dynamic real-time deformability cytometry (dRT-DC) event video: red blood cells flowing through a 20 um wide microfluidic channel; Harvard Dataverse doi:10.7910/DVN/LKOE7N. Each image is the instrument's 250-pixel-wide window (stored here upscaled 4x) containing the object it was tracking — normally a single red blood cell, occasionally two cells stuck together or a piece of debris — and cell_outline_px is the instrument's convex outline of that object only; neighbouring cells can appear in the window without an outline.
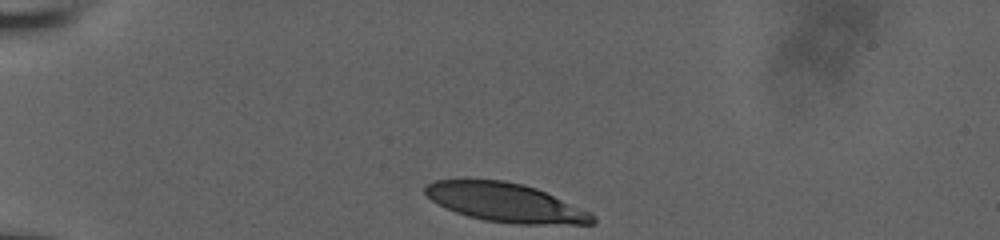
{"species": "human", "species_latin": "Homo sapiens", "temperature_condition": "room temperature", "stored_images_in_passage": 33, "camera_frame_rate_fps": 3000, "um_per_image_px": 0.085, "donor": {"sex": "male"}, "frame": {"image": 1, "passage_image": 1, "time_ms": 0.0, "image_size_px": [1000, 240], "cell_outline_px": [[596, 224], [512, 224], [484, 220], [468, 216], [444, 208], [432, 200], [424, 192], [424, 184], [436, 180], [504, 180], [524, 184], [536, 188], [592, 212], [596, 216]], "centroid_in_image_um": [43.0, 17.22], "position_along_channel_um": 42.0, "area_um2": 38.09}}
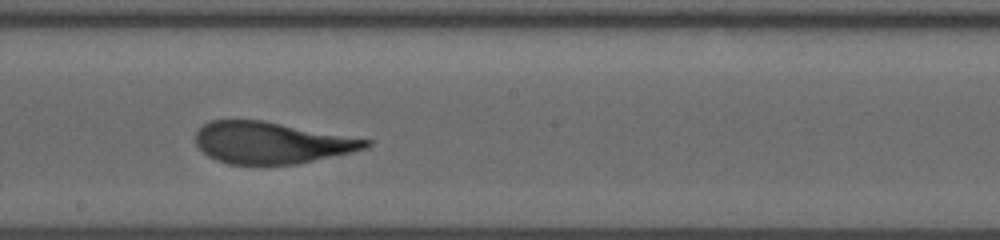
{"frame": {"image": 2, "passage_image": 19, "time_ms": 6.0, "image_size_px": [1000, 240], "cell_outline_px": [[372, 144], [368, 148], [352, 152], [296, 164], [228, 164], [216, 160], [208, 156], [196, 144], [196, 132], [204, 124], [212, 120], [264, 120], [372, 140]], "centroid_in_image_um": [23.09, 12.13], "position_along_channel_um": 225.1, "area_um2": 41.27}}
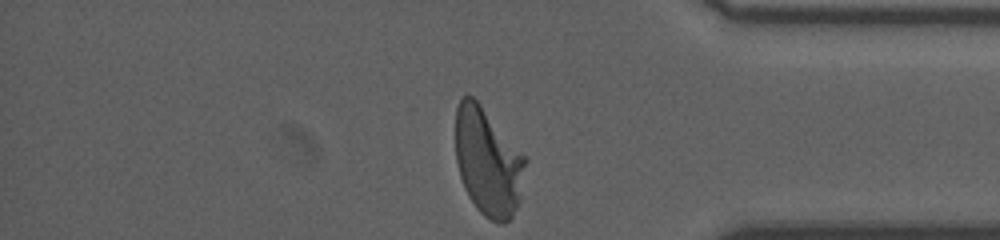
{"frame": {"image": 3, "passage_image": 33, "time_ms": 10.667, "image_size_px": [1000, 240], "cell_outline_px": [[528, 160], [520, 196], [516, 208], [512, 216], [504, 224], [500, 224], [484, 216], [476, 208], [468, 196], [464, 188], [460, 176], [456, 160], [456, 108], [460, 96], [468, 92], [480, 104], [528, 156]], "centroid_in_image_um": [41.49, 13.72], "position_along_channel_um": 393.7, "area_um2": 44.51}, "authors_computed_cell_mechanics": {"area_um2": 42.2518, "velocity_mm_per_s": 3.9205, "shape_relaxation_time_tau1_ms": 4.5523, "shape_relaxation_time_tau2_ms": 0.8197, "deformation_change_tau1": 0.2153, "deformation_change_tau2": 0.0974}}